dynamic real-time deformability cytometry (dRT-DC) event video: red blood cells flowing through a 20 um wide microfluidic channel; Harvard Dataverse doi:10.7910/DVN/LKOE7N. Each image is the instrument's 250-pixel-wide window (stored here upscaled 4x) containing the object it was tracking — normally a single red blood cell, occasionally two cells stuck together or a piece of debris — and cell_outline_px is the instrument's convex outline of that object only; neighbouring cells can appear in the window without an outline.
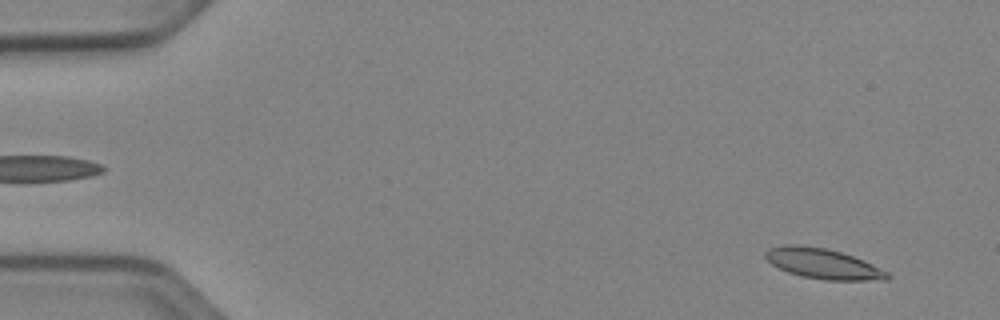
{"species": "Egyptian fruit bat (a non-hibernating species)", "species_latin": "Rousettus aegyptiacus", "temperature_condition": "cold", "stored_images_in_passage": 52, "camera_frame_rate_fps": 3000, "um_per_image_px": 0.085, "animal": {"sex": "female"}, "frame": {"image": 1, "passage_image": 4, "time_ms": 1.0, "image_size_px": [1000, 320], "cell_outline_px": [[892, 276], [888, 280], [824, 280], [800, 276], [788, 272], [772, 264], [764, 256], [764, 252], [768, 248], [784, 244], [796, 244], [824, 248], [840, 252], [864, 260], [888, 272]], "centroid_in_image_um": [69.95, 22.41], "position_along_channel_um": 15.1, "area_um2": 21.56}}
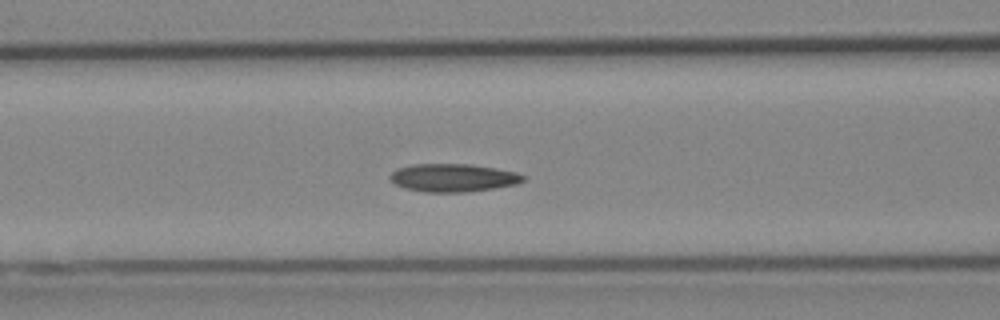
{"frame": {"image": 2, "passage_image": 22, "time_ms": 7.0, "image_size_px": [1000, 320], "cell_outline_px": [[524, 180], [516, 184], [496, 188], [468, 192], [424, 192], [404, 188], [396, 184], [388, 176], [396, 168], [412, 164], [472, 164], [496, 168], [516, 172], [524, 176]], "centroid_in_image_um": [38.5, 15.11], "position_along_channel_um": 128.1, "area_um2": 21.85}}
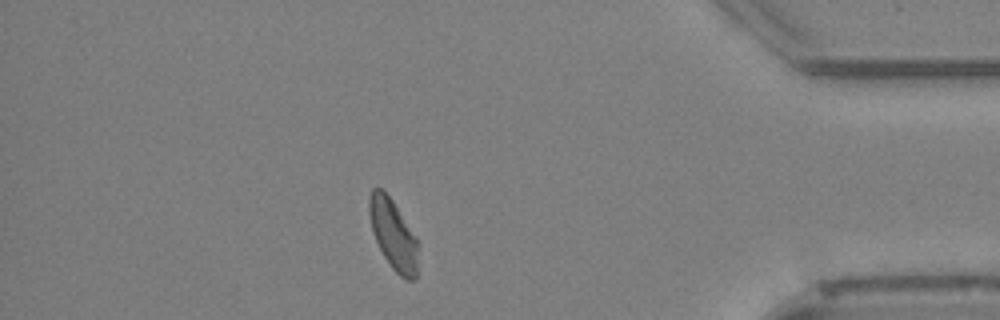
{"frame": {"image": 3, "passage_image": 46, "time_ms": 15.0, "image_size_px": [1000, 320], "cell_outline_px": [[416, 280], [404, 280], [392, 268], [384, 256], [372, 232], [368, 212], [368, 196], [372, 188], [380, 188], [392, 200], [416, 236]], "centroid_in_image_um": [33.39, 19.91], "position_along_channel_um": 401.8, "area_um2": 19.71}, "authors_computed_cell_mechanics": {"area_um2": 20.6924, "velocity_mm_per_s": 3.8787, "shape_relaxation_time_tau1_ms": 10.6329, "shape_relaxation_time_tau2_ms": 3.7475, "deformation_change_tau1": 0.2064, "deformation_change_tau2": 0.0869}}